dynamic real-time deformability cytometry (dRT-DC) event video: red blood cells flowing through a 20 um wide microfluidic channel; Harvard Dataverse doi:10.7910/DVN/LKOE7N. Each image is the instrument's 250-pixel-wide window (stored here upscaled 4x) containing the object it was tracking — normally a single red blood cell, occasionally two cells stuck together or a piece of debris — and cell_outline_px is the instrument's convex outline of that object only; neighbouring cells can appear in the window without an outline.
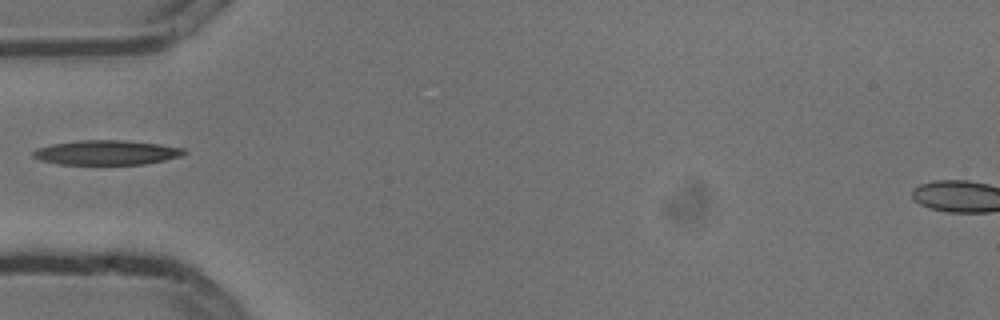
{"species": "common noctule bat (a hibernating species)", "species_latin": "Nyctalus noctula", "temperature_condition": "cold", "stored_images_in_passage": 1, "camera_frame_rate_fps": 3000, "um_per_image_px": 0.085, "animal": {"sex": "male", "body_mass_g": 13.3}, "frame": {"image": 1, "passage_image": 1, "time_ms": 0.0, "image_size_px": [1000, 320], "cell_outline_px": [[188, 152], [180, 156], [164, 160], [144, 164], [60, 164], [40, 160], [32, 156], [32, 152], [36, 148], [52, 144], [80, 140], [128, 140], [160, 144], [184, 148]], "centroid_in_image_um": [9.06, 12.96], "position_along_channel_um": 75.9, "area_um2": 21.68}}